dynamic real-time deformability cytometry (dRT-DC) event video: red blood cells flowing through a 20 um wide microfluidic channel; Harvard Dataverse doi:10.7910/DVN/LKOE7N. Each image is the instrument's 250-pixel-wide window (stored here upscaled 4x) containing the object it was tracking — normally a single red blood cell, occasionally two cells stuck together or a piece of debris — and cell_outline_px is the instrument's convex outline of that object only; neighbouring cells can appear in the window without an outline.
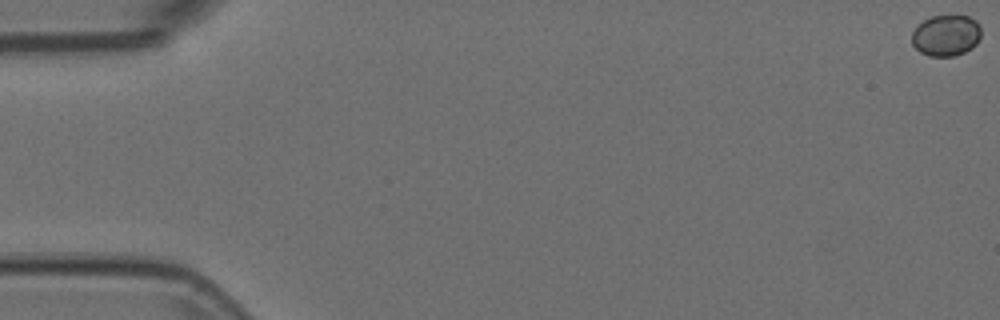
{"species": "Egyptian fruit bat (a non-hibernating species)", "species_latin": "Rousettus aegyptiacus", "temperature_condition": "room temperature", "stored_images_in_passage": 57, "camera_frame_rate_fps": 3000, "um_per_image_px": 0.085, "animal": {"sex": "female"}, "frame": {"image": 1, "passage_image": 1, "time_ms": 0.0, "image_size_px": [1000, 320], "cell_outline_px": [[980, 36], [976, 44], [972, 48], [956, 56], [928, 56], [920, 52], [912, 44], [912, 32], [924, 20], [932, 16], [968, 16], [976, 20], [980, 24]], "centroid_in_image_um": [80.43, 3.02], "position_along_channel_um": 4.6, "area_um2": 16.59}}
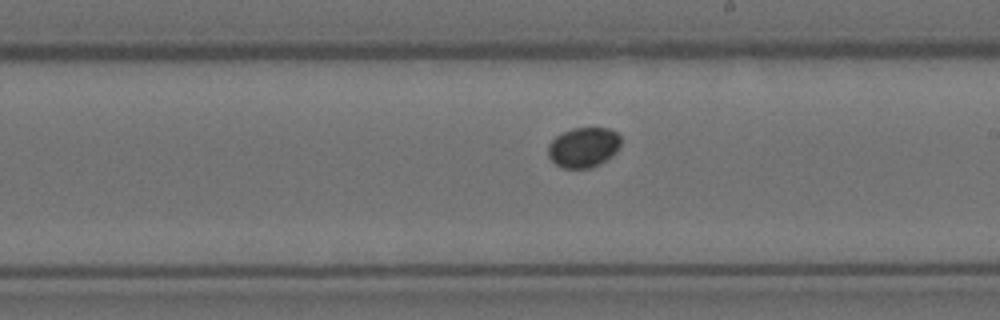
{"frame": {"image": 2, "passage_image": 33, "time_ms": 10.667, "image_size_px": [1000, 320], "cell_outline_px": [[620, 144], [616, 152], [612, 156], [600, 164], [588, 168], [564, 168], [556, 164], [548, 156], [548, 144], [556, 136], [572, 128], [608, 128], [616, 132], [620, 136]], "centroid_in_image_um": [49.6, 12.52], "position_along_channel_um": 239.4, "area_um2": 16.94}}
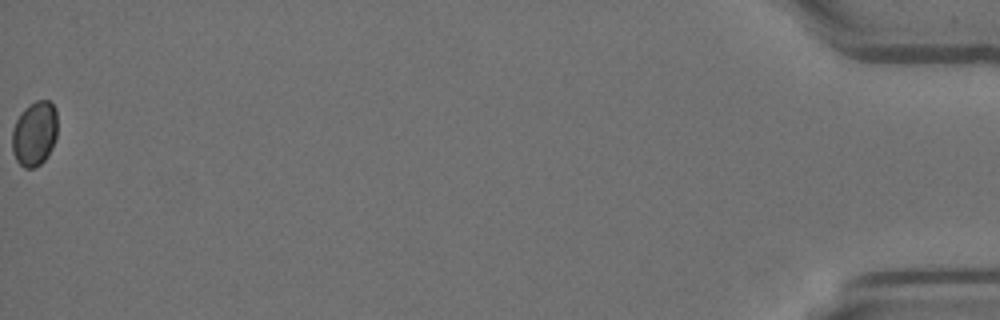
{"frame": {"image": 3, "passage_image": 57, "time_ms": 18.667, "image_size_px": [1000, 320], "cell_outline_px": [[56, 140], [48, 156], [40, 164], [32, 168], [24, 168], [16, 160], [12, 152], [12, 128], [16, 120], [24, 108], [36, 100], [48, 100], [56, 108]], "centroid_in_image_um": [2.93, 11.36], "position_along_channel_um": 432.3, "area_um2": 17.22}}